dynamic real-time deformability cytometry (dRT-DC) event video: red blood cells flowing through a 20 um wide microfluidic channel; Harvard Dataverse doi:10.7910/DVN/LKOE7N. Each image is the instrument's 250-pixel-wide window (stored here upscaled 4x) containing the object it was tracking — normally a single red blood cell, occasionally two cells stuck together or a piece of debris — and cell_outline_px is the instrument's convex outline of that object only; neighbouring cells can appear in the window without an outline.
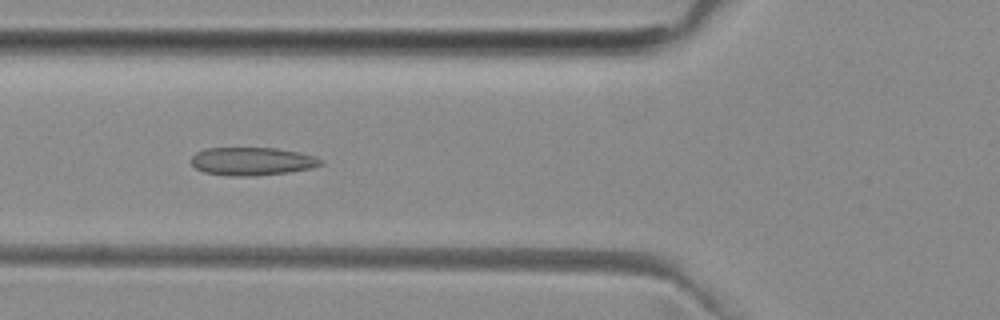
{"species": "common noctule bat (a hibernating species)", "species_latin": "Nyctalus noctula", "temperature_condition": "room temperature", "stored_images_in_passage": 39, "camera_frame_rate_fps": 3000, "um_per_image_px": 0.085, "animal": {"sex": "female", "body_mass_g": 29.2, "forearm_length_mm": 56.3}, "frame": {"image": 1, "passage_image": 9, "time_ms": 2.667, "image_size_px": [1000, 320], "cell_outline_px": [[324, 164], [312, 168], [288, 172], [256, 176], [228, 176], [204, 172], [196, 168], [192, 164], [192, 156], [196, 152], [204, 148], [276, 148], [300, 152], [316, 156], [324, 160]], "centroid_in_image_um": [21.47, 13.71], "position_along_channel_um": 104.3, "area_um2": 21.44}}
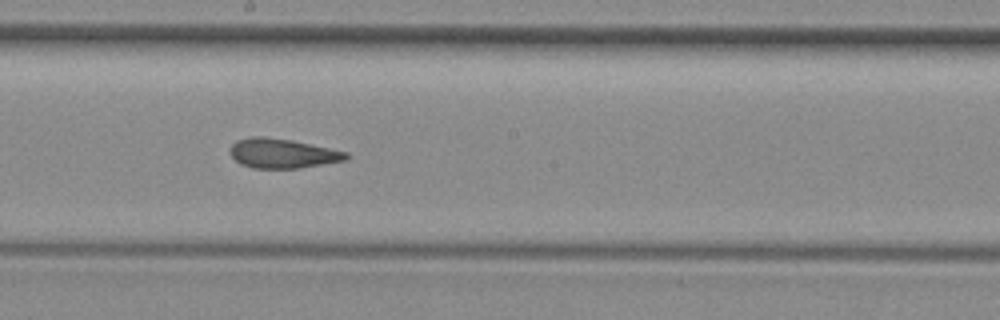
{"frame": {"image": 2, "passage_image": 18, "time_ms": 5.667, "image_size_px": [1000, 320], "cell_outline_px": [[352, 156], [344, 160], [300, 168], [252, 168], [240, 164], [232, 156], [232, 144], [236, 140], [252, 136], [260, 136], [292, 140], [348, 152]], "centroid_in_image_um": [24.03, 13.04], "position_along_channel_um": 224.2, "area_um2": 19.83}}
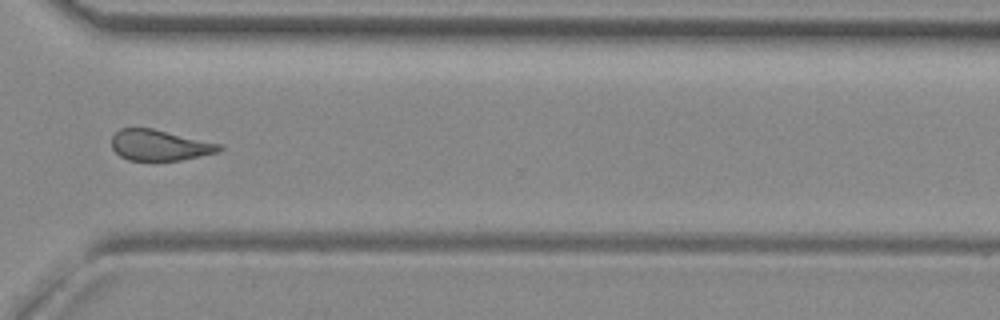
{"frame": {"image": 3, "passage_image": 28, "time_ms": 9.0, "image_size_px": [1000, 320], "cell_outline_px": [[224, 148], [220, 152], [180, 160], [128, 160], [120, 156], [112, 148], [112, 136], [120, 128], [152, 128], [224, 144]], "centroid_in_image_um": [13.62, 12.34], "position_along_channel_um": 357.0, "area_um2": 19.48}, "authors_computed_cell_mechanics": {"area_um2": 20.23, "velocity_mm_per_s": 3.9888, "shape_relaxation_time_tau1_ms": null, "shape_relaxation_time_tau2_ms": 3.0075, "deformation_change_tau1": null, "deformation_change_tau2": 0.103}}